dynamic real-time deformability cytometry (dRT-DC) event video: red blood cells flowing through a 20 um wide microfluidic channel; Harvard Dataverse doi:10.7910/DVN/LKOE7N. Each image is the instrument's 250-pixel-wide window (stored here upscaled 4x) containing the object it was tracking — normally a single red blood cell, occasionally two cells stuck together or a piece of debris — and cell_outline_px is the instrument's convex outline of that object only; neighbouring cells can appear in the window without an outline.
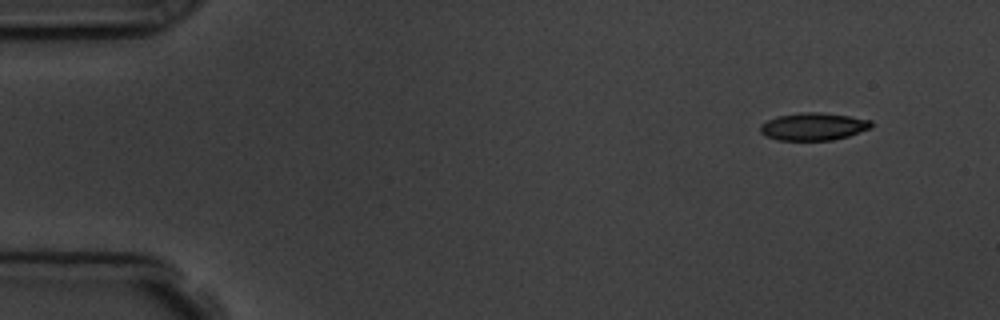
{"species": "common noctule bat (a hibernating species)", "species_latin": "Nyctalus noctula", "temperature_condition": "room temperature", "stored_images_in_passage": 8, "camera_frame_rate_fps": 3000, "um_per_image_px": 0.085, "animal": {"sex": "male", "body_mass_g": 19.5, "forearm_length_mm": 54.6}, "frame": {"image": 1, "passage_image": 1, "time_ms": 0.0, "image_size_px": [1000, 320], "cell_outline_px": [[872, 128], [848, 136], [832, 140], [776, 140], [760, 132], [760, 124], [776, 116], [804, 112], [820, 112], [848, 116], [872, 120]], "centroid_in_image_um": [69.15, 10.75], "position_along_channel_um": 15.9, "area_um2": 17.8}}
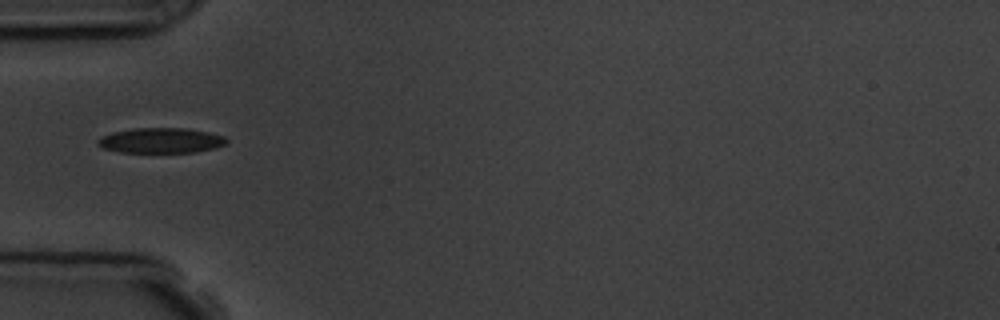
{"frame": {"image": 2, "passage_image": 4, "time_ms": 4.333, "image_size_px": [1000, 320], "cell_outline_px": [[228, 144], [216, 148], [196, 152], [120, 152], [104, 148], [96, 144], [96, 140], [100, 136], [112, 132], [132, 128], [184, 128], [208, 132], [224, 136], [228, 140]], "centroid_in_image_um": [13.68, 11.94], "position_along_channel_um": 71.3, "area_um2": 19.07}}